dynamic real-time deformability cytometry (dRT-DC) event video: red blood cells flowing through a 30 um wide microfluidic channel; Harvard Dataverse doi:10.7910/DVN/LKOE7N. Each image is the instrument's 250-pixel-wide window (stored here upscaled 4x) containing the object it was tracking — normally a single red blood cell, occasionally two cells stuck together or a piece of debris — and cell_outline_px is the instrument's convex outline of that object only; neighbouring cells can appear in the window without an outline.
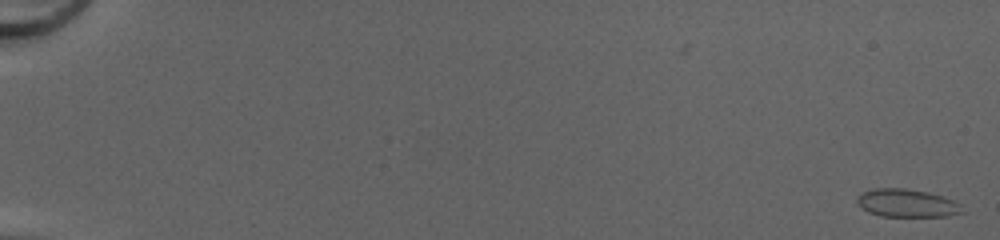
{"species": "common noctule bat (a hibernating species)", "species_latin": "Nyctalus noctula", "temperature_condition": "cold", "stored_images_in_passage": 8, "camera_frame_rate_fps": 3000, "um_per_image_px": 0.085, "animal": {"sex": "female", "body_mass_g": 20.0, "forearm_length_mm": 54.0}, "frame": {"image": 1, "passage_image": 1, "time_ms": 0.0, "image_size_px": [1000, 240], "cell_outline_px": [[964, 212], [948, 216], [880, 216], [868, 212], [856, 204], [856, 196], [864, 192], [876, 188], [904, 188], [928, 192], [952, 200], [960, 204]], "centroid_in_image_um": [77.05, 17.27], "position_along_channel_um": 8.0, "area_um2": 17.11}}